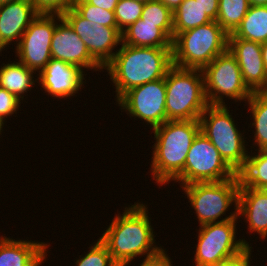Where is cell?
<instances>
[{
  "label": "cell",
  "instance_id": "7",
  "mask_svg": "<svg viewBox=\"0 0 267 266\" xmlns=\"http://www.w3.org/2000/svg\"><path fill=\"white\" fill-rule=\"evenodd\" d=\"M227 104L208 105L200 116L201 132L216 147L224 161L238 174L248 154L244 133L235 124ZM246 145V146H245Z\"/></svg>",
  "mask_w": 267,
  "mask_h": 266
},
{
  "label": "cell",
  "instance_id": "27",
  "mask_svg": "<svg viewBox=\"0 0 267 266\" xmlns=\"http://www.w3.org/2000/svg\"><path fill=\"white\" fill-rule=\"evenodd\" d=\"M141 20L156 24L173 40V12L159 0L144 3Z\"/></svg>",
  "mask_w": 267,
  "mask_h": 266
},
{
  "label": "cell",
  "instance_id": "5",
  "mask_svg": "<svg viewBox=\"0 0 267 266\" xmlns=\"http://www.w3.org/2000/svg\"><path fill=\"white\" fill-rule=\"evenodd\" d=\"M166 121L199 120L209 105L200 69L172 66L165 76Z\"/></svg>",
  "mask_w": 267,
  "mask_h": 266
},
{
  "label": "cell",
  "instance_id": "42",
  "mask_svg": "<svg viewBox=\"0 0 267 266\" xmlns=\"http://www.w3.org/2000/svg\"><path fill=\"white\" fill-rule=\"evenodd\" d=\"M5 49V46L1 43V40H0V54H2V51H4Z\"/></svg>",
  "mask_w": 267,
  "mask_h": 266
},
{
  "label": "cell",
  "instance_id": "43",
  "mask_svg": "<svg viewBox=\"0 0 267 266\" xmlns=\"http://www.w3.org/2000/svg\"><path fill=\"white\" fill-rule=\"evenodd\" d=\"M135 1H140L142 3H146V2H149V1H152V0H135Z\"/></svg>",
  "mask_w": 267,
  "mask_h": 266
},
{
  "label": "cell",
  "instance_id": "3",
  "mask_svg": "<svg viewBox=\"0 0 267 266\" xmlns=\"http://www.w3.org/2000/svg\"><path fill=\"white\" fill-rule=\"evenodd\" d=\"M151 176L158 186L170 184L184 169L187 154L201 131L199 120L165 121L152 129Z\"/></svg>",
  "mask_w": 267,
  "mask_h": 266
},
{
  "label": "cell",
  "instance_id": "36",
  "mask_svg": "<svg viewBox=\"0 0 267 266\" xmlns=\"http://www.w3.org/2000/svg\"><path fill=\"white\" fill-rule=\"evenodd\" d=\"M89 4L96 7L102 8L104 10L113 11L119 0H86Z\"/></svg>",
  "mask_w": 267,
  "mask_h": 266
},
{
  "label": "cell",
  "instance_id": "33",
  "mask_svg": "<svg viewBox=\"0 0 267 266\" xmlns=\"http://www.w3.org/2000/svg\"><path fill=\"white\" fill-rule=\"evenodd\" d=\"M251 249L252 246L245 248L242 252H240L239 254L225 259L222 262H220L218 265L216 266H251Z\"/></svg>",
  "mask_w": 267,
  "mask_h": 266
},
{
  "label": "cell",
  "instance_id": "17",
  "mask_svg": "<svg viewBox=\"0 0 267 266\" xmlns=\"http://www.w3.org/2000/svg\"><path fill=\"white\" fill-rule=\"evenodd\" d=\"M38 15L31 0H17L0 5L1 43L9 47L15 40L17 46L29 24Z\"/></svg>",
  "mask_w": 267,
  "mask_h": 266
},
{
  "label": "cell",
  "instance_id": "15",
  "mask_svg": "<svg viewBox=\"0 0 267 266\" xmlns=\"http://www.w3.org/2000/svg\"><path fill=\"white\" fill-rule=\"evenodd\" d=\"M51 57L79 67L82 71L104 68L90 55L85 43L62 18L52 35Z\"/></svg>",
  "mask_w": 267,
  "mask_h": 266
},
{
  "label": "cell",
  "instance_id": "37",
  "mask_svg": "<svg viewBox=\"0 0 267 266\" xmlns=\"http://www.w3.org/2000/svg\"><path fill=\"white\" fill-rule=\"evenodd\" d=\"M165 6H167L172 12H174L184 0H159Z\"/></svg>",
  "mask_w": 267,
  "mask_h": 266
},
{
  "label": "cell",
  "instance_id": "14",
  "mask_svg": "<svg viewBox=\"0 0 267 266\" xmlns=\"http://www.w3.org/2000/svg\"><path fill=\"white\" fill-rule=\"evenodd\" d=\"M40 90L50 97L65 99L75 96L86 84L84 71L79 67L51 58L45 68L37 74ZM85 80V81H83ZM85 83V84H84Z\"/></svg>",
  "mask_w": 267,
  "mask_h": 266
},
{
  "label": "cell",
  "instance_id": "10",
  "mask_svg": "<svg viewBox=\"0 0 267 266\" xmlns=\"http://www.w3.org/2000/svg\"><path fill=\"white\" fill-rule=\"evenodd\" d=\"M237 175L224 161L216 147L200 131L187 154L183 171L173 181L181 183V187L196 182L228 180Z\"/></svg>",
  "mask_w": 267,
  "mask_h": 266
},
{
  "label": "cell",
  "instance_id": "28",
  "mask_svg": "<svg viewBox=\"0 0 267 266\" xmlns=\"http://www.w3.org/2000/svg\"><path fill=\"white\" fill-rule=\"evenodd\" d=\"M73 8L86 20L105 27H117L113 11L104 10L89 4L86 0H76Z\"/></svg>",
  "mask_w": 267,
  "mask_h": 266
},
{
  "label": "cell",
  "instance_id": "26",
  "mask_svg": "<svg viewBox=\"0 0 267 266\" xmlns=\"http://www.w3.org/2000/svg\"><path fill=\"white\" fill-rule=\"evenodd\" d=\"M250 6L249 0H219L216 21L230 35L237 29Z\"/></svg>",
  "mask_w": 267,
  "mask_h": 266
},
{
  "label": "cell",
  "instance_id": "8",
  "mask_svg": "<svg viewBox=\"0 0 267 266\" xmlns=\"http://www.w3.org/2000/svg\"><path fill=\"white\" fill-rule=\"evenodd\" d=\"M202 73L209 105H225L224 101L228 98L240 103L245 101L246 104L253 94L243 80L236 58L229 50L215 57L202 69Z\"/></svg>",
  "mask_w": 267,
  "mask_h": 266
},
{
  "label": "cell",
  "instance_id": "19",
  "mask_svg": "<svg viewBox=\"0 0 267 266\" xmlns=\"http://www.w3.org/2000/svg\"><path fill=\"white\" fill-rule=\"evenodd\" d=\"M45 242L32 240H15L0 236V266H41L46 262L47 249Z\"/></svg>",
  "mask_w": 267,
  "mask_h": 266
},
{
  "label": "cell",
  "instance_id": "23",
  "mask_svg": "<svg viewBox=\"0 0 267 266\" xmlns=\"http://www.w3.org/2000/svg\"><path fill=\"white\" fill-rule=\"evenodd\" d=\"M213 21L195 0H184L173 12V38L184 31Z\"/></svg>",
  "mask_w": 267,
  "mask_h": 266
},
{
  "label": "cell",
  "instance_id": "4",
  "mask_svg": "<svg viewBox=\"0 0 267 266\" xmlns=\"http://www.w3.org/2000/svg\"><path fill=\"white\" fill-rule=\"evenodd\" d=\"M228 37L217 21L177 34L172 40L173 66L202 70L228 50Z\"/></svg>",
  "mask_w": 267,
  "mask_h": 266
},
{
  "label": "cell",
  "instance_id": "35",
  "mask_svg": "<svg viewBox=\"0 0 267 266\" xmlns=\"http://www.w3.org/2000/svg\"><path fill=\"white\" fill-rule=\"evenodd\" d=\"M202 6L204 12L213 20H217L219 0H195Z\"/></svg>",
  "mask_w": 267,
  "mask_h": 266
},
{
  "label": "cell",
  "instance_id": "25",
  "mask_svg": "<svg viewBox=\"0 0 267 266\" xmlns=\"http://www.w3.org/2000/svg\"><path fill=\"white\" fill-rule=\"evenodd\" d=\"M256 153L248 155L244 168L238 173L240 187L267 189V149Z\"/></svg>",
  "mask_w": 267,
  "mask_h": 266
},
{
  "label": "cell",
  "instance_id": "38",
  "mask_svg": "<svg viewBox=\"0 0 267 266\" xmlns=\"http://www.w3.org/2000/svg\"><path fill=\"white\" fill-rule=\"evenodd\" d=\"M261 49H262L263 64L265 71L267 73V42L261 43Z\"/></svg>",
  "mask_w": 267,
  "mask_h": 266
},
{
  "label": "cell",
  "instance_id": "32",
  "mask_svg": "<svg viewBox=\"0 0 267 266\" xmlns=\"http://www.w3.org/2000/svg\"><path fill=\"white\" fill-rule=\"evenodd\" d=\"M21 102L15 95L0 87V119L5 122L6 118L17 114Z\"/></svg>",
  "mask_w": 267,
  "mask_h": 266
},
{
  "label": "cell",
  "instance_id": "34",
  "mask_svg": "<svg viewBox=\"0 0 267 266\" xmlns=\"http://www.w3.org/2000/svg\"><path fill=\"white\" fill-rule=\"evenodd\" d=\"M143 260L140 266H173L172 260L164 249L158 255Z\"/></svg>",
  "mask_w": 267,
  "mask_h": 266
},
{
  "label": "cell",
  "instance_id": "30",
  "mask_svg": "<svg viewBox=\"0 0 267 266\" xmlns=\"http://www.w3.org/2000/svg\"><path fill=\"white\" fill-rule=\"evenodd\" d=\"M87 253L76 259V266H118L112 259L107 246L98 238Z\"/></svg>",
  "mask_w": 267,
  "mask_h": 266
},
{
  "label": "cell",
  "instance_id": "20",
  "mask_svg": "<svg viewBox=\"0 0 267 266\" xmlns=\"http://www.w3.org/2000/svg\"><path fill=\"white\" fill-rule=\"evenodd\" d=\"M122 43L138 47L172 48V39L156 24L138 19L122 31Z\"/></svg>",
  "mask_w": 267,
  "mask_h": 266
},
{
  "label": "cell",
  "instance_id": "22",
  "mask_svg": "<svg viewBox=\"0 0 267 266\" xmlns=\"http://www.w3.org/2000/svg\"><path fill=\"white\" fill-rule=\"evenodd\" d=\"M228 38L267 42V6L251 5L237 29Z\"/></svg>",
  "mask_w": 267,
  "mask_h": 266
},
{
  "label": "cell",
  "instance_id": "21",
  "mask_svg": "<svg viewBox=\"0 0 267 266\" xmlns=\"http://www.w3.org/2000/svg\"><path fill=\"white\" fill-rule=\"evenodd\" d=\"M35 73L19 61L3 63L0 67V87L24 101L25 94L38 83V79L33 76Z\"/></svg>",
  "mask_w": 267,
  "mask_h": 266
},
{
  "label": "cell",
  "instance_id": "13",
  "mask_svg": "<svg viewBox=\"0 0 267 266\" xmlns=\"http://www.w3.org/2000/svg\"><path fill=\"white\" fill-rule=\"evenodd\" d=\"M62 18L85 43L90 55L104 68L114 57L115 47L122 43L118 27H105L83 18L73 7Z\"/></svg>",
  "mask_w": 267,
  "mask_h": 266
},
{
  "label": "cell",
  "instance_id": "1",
  "mask_svg": "<svg viewBox=\"0 0 267 266\" xmlns=\"http://www.w3.org/2000/svg\"><path fill=\"white\" fill-rule=\"evenodd\" d=\"M145 205L134 202L131 206H125L123 214H116L99 238L118 266H128L139 256L144 259L154 257L163 250L155 245L152 218L148 216L149 210Z\"/></svg>",
  "mask_w": 267,
  "mask_h": 266
},
{
  "label": "cell",
  "instance_id": "2",
  "mask_svg": "<svg viewBox=\"0 0 267 266\" xmlns=\"http://www.w3.org/2000/svg\"><path fill=\"white\" fill-rule=\"evenodd\" d=\"M104 67L115 86L116 102L129 90L165 78L173 66L172 48L138 47L120 44Z\"/></svg>",
  "mask_w": 267,
  "mask_h": 266
},
{
  "label": "cell",
  "instance_id": "6",
  "mask_svg": "<svg viewBox=\"0 0 267 266\" xmlns=\"http://www.w3.org/2000/svg\"><path fill=\"white\" fill-rule=\"evenodd\" d=\"M240 187L239 175L228 180L218 182H196L181 186L186 194L191 208L195 210L199 226L238 219L237 204L238 192ZM234 204L235 209L225 218L221 216L226 214L230 206ZM221 219V220H219Z\"/></svg>",
  "mask_w": 267,
  "mask_h": 266
},
{
  "label": "cell",
  "instance_id": "29",
  "mask_svg": "<svg viewBox=\"0 0 267 266\" xmlns=\"http://www.w3.org/2000/svg\"><path fill=\"white\" fill-rule=\"evenodd\" d=\"M144 3L135 0H119L115 10L118 29L122 32L129 25L141 19Z\"/></svg>",
  "mask_w": 267,
  "mask_h": 266
},
{
  "label": "cell",
  "instance_id": "39",
  "mask_svg": "<svg viewBox=\"0 0 267 266\" xmlns=\"http://www.w3.org/2000/svg\"><path fill=\"white\" fill-rule=\"evenodd\" d=\"M251 5L267 6V0H249Z\"/></svg>",
  "mask_w": 267,
  "mask_h": 266
},
{
  "label": "cell",
  "instance_id": "24",
  "mask_svg": "<svg viewBox=\"0 0 267 266\" xmlns=\"http://www.w3.org/2000/svg\"><path fill=\"white\" fill-rule=\"evenodd\" d=\"M249 105V113H251L253 120L250 125L255 128L254 142L258 150L267 149V92H253L246 105Z\"/></svg>",
  "mask_w": 267,
  "mask_h": 266
},
{
  "label": "cell",
  "instance_id": "40",
  "mask_svg": "<svg viewBox=\"0 0 267 266\" xmlns=\"http://www.w3.org/2000/svg\"><path fill=\"white\" fill-rule=\"evenodd\" d=\"M13 1H17V0H0V5L7 4V3L13 2Z\"/></svg>",
  "mask_w": 267,
  "mask_h": 266
},
{
  "label": "cell",
  "instance_id": "41",
  "mask_svg": "<svg viewBox=\"0 0 267 266\" xmlns=\"http://www.w3.org/2000/svg\"><path fill=\"white\" fill-rule=\"evenodd\" d=\"M4 121H2L1 119H0V135H2L1 133H2V131L4 130L3 129V127H4Z\"/></svg>",
  "mask_w": 267,
  "mask_h": 266
},
{
  "label": "cell",
  "instance_id": "12",
  "mask_svg": "<svg viewBox=\"0 0 267 266\" xmlns=\"http://www.w3.org/2000/svg\"><path fill=\"white\" fill-rule=\"evenodd\" d=\"M116 104L131 118L145 121L151 129L162 125L166 121L165 78L127 91Z\"/></svg>",
  "mask_w": 267,
  "mask_h": 266
},
{
  "label": "cell",
  "instance_id": "18",
  "mask_svg": "<svg viewBox=\"0 0 267 266\" xmlns=\"http://www.w3.org/2000/svg\"><path fill=\"white\" fill-rule=\"evenodd\" d=\"M237 216H242L249 233L257 232L260 239L267 237V189L239 187Z\"/></svg>",
  "mask_w": 267,
  "mask_h": 266
},
{
  "label": "cell",
  "instance_id": "16",
  "mask_svg": "<svg viewBox=\"0 0 267 266\" xmlns=\"http://www.w3.org/2000/svg\"><path fill=\"white\" fill-rule=\"evenodd\" d=\"M228 50L236 58L243 80L252 92H267L261 43L228 38Z\"/></svg>",
  "mask_w": 267,
  "mask_h": 266
},
{
  "label": "cell",
  "instance_id": "11",
  "mask_svg": "<svg viewBox=\"0 0 267 266\" xmlns=\"http://www.w3.org/2000/svg\"><path fill=\"white\" fill-rule=\"evenodd\" d=\"M62 15L39 14L15 46L16 57L28 69L40 73L50 61L52 35ZM58 20V21H57Z\"/></svg>",
  "mask_w": 267,
  "mask_h": 266
},
{
  "label": "cell",
  "instance_id": "9",
  "mask_svg": "<svg viewBox=\"0 0 267 266\" xmlns=\"http://www.w3.org/2000/svg\"><path fill=\"white\" fill-rule=\"evenodd\" d=\"M237 219L199 226L195 250V266H216L251 244L236 237Z\"/></svg>",
  "mask_w": 267,
  "mask_h": 266
},
{
  "label": "cell",
  "instance_id": "31",
  "mask_svg": "<svg viewBox=\"0 0 267 266\" xmlns=\"http://www.w3.org/2000/svg\"><path fill=\"white\" fill-rule=\"evenodd\" d=\"M76 0H31L38 14L62 15L74 6Z\"/></svg>",
  "mask_w": 267,
  "mask_h": 266
}]
</instances>
